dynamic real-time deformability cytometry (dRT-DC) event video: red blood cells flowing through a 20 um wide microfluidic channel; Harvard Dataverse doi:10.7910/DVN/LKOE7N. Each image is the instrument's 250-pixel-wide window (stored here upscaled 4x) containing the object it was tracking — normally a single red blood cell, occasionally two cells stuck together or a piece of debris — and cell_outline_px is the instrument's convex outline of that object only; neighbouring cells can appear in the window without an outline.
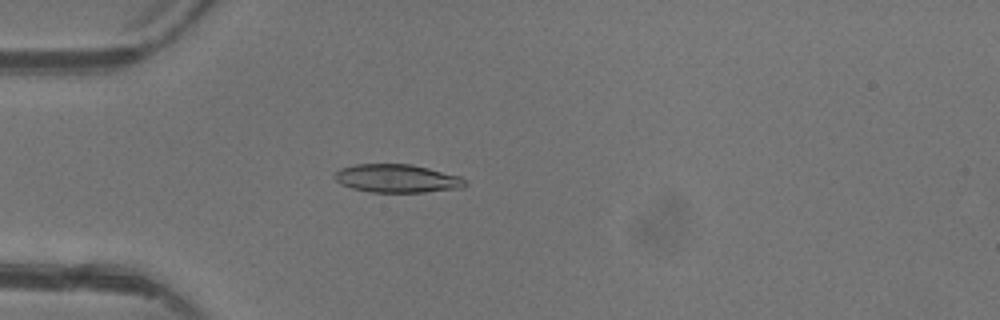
{"species": "common noctule bat (a hibernating species)", "species_latin": "Nyctalus noctula", "temperature_condition": "warm", "stored_images_in_passage": 4, "camera_frame_rate_fps": 3000, "um_per_image_px": 0.085, "animal": {"sex": "female"}, "frame": {"image": 1, "passage_image": 4, "time_ms": 4.0, "image_size_px": [1000, 320], "cell_outline_px": [[468, 184], [460, 188], [424, 192], [372, 192], [352, 188], [340, 184], [332, 176], [340, 168], [356, 164], [412, 164], [460, 176]], "centroid_in_image_um": [33.72, 15.16], "position_along_channel_um": 51.3, "area_um2": 21.44}}